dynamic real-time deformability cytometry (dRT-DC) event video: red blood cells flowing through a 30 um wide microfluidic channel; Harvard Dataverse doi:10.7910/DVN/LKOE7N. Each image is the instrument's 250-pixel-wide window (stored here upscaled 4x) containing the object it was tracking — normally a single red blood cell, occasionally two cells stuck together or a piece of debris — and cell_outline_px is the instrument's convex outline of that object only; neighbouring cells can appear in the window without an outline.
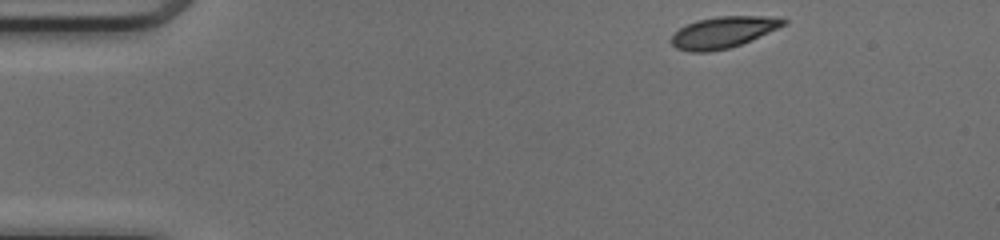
{"species": "common noctule bat (a hibernating species)", "species_latin": "Nyctalus noctula", "temperature_condition": "cold", "stored_images_in_passage": 44, "camera_frame_rate_fps": 3000, "um_per_image_px": 0.085, "animal": {"sex": "female", "body_mass_g": 17.0, "forearm_length_mm": 48.0}, "frame": {"image": 1, "passage_image": 1, "time_ms": 0.0, "image_size_px": [1000, 240], "cell_outline_px": [[788, 24], [740, 44], [728, 48], [708, 52], [688, 52], [676, 48], [668, 40], [680, 28], [696, 20], [716, 16], [768, 16], [788, 20]], "centroid_in_image_um": [61.45, 2.74], "position_along_channel_um": 23.6, "area_um2": 20.46}}
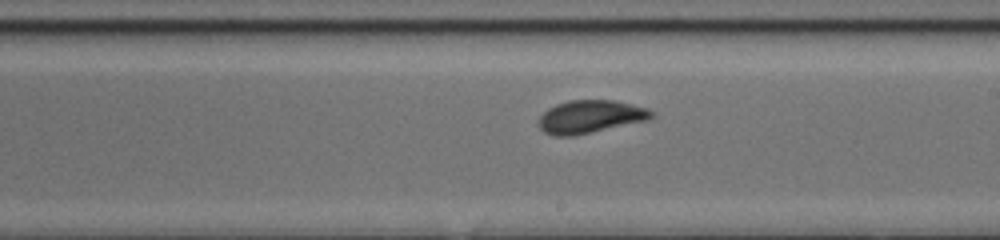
{"frame": {"image": 2, "passage_image": 23, "time_ms": 7.333, "image_size_px": [1000, 240], "cell_outline_px": [[656, 116], [648, 120], [572, 136], [556, 136], [544, 132], [540, 128], [540, 116], [548, 108], [556, 104], [568, 100], [612, 100], [648, 108], [656, 112]], "centroid_in_image_um": [50.21, 9.91], "position_along_channel_um": 238.8, "area_um2": 21.56}}
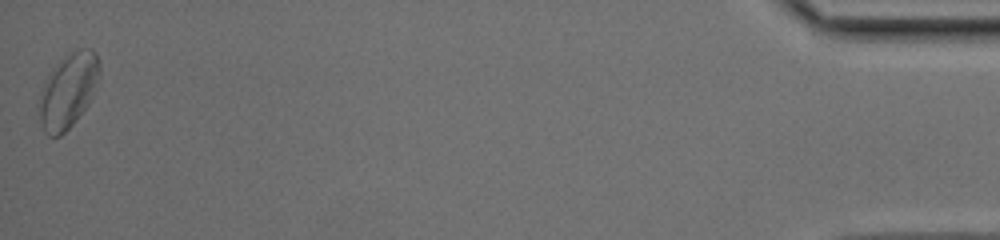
{"frame": {"image": 3, "passage_image": 44, "time_ms": 14.333, "image_size_px": [1000, 240], "cell_outline_px": [[100, 72], [92, 96], [88, 104], [72, 124], [60, 136], [48, 136], [44, 132], [40, 120], [40, 104], [48, 76], [72, 52], [84, 48], [92, 48], [96, 52], [100, 64]], "centroid_in_image_um": [5.85, 7.73], "position_along_channel_um": 429.3, "area_um2": 24.97}, "authors_computed_cell_mechanics": {"area_um2": 21.3282, "velocity_mm_per_s": 4.1122, "shape_relaxation_time_tau1_ms": 3.3377, "shape_relaxation_time_tau2_ms": 1.1292, "deformation_change_tau1": 0.1116, "deformation_change_tau2": 0.0429}}